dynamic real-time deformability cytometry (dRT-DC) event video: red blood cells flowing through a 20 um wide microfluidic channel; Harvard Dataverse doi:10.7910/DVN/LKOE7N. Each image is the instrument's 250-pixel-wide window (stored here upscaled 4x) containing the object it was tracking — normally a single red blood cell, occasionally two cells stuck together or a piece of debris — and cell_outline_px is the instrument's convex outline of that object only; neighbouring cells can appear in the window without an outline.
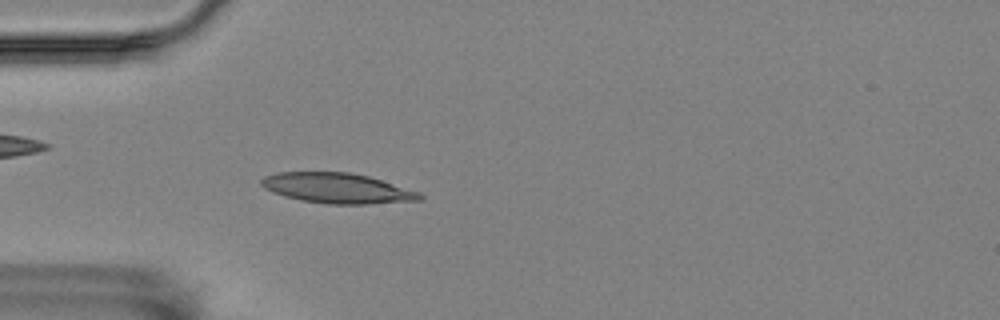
{"species": "Egyptian fruit bat (a non-hibernating species)", "species_latin": "Rousettus aegyptiacus", "temperature_condition": "room temperature", "stored_images_in_passage": 55, "camera_frame_rate_fps": 3000, "um_per_image_px": 0.085, "animal": {"sex": "female"}, "frame": {"image": 1, "passage_image": 15, "time_ms": 4.667, "image_size_px": [1000, 320], "cell_outline_px": [[424, 200], [368, 204], [328, 204], [300, 200], [284, 196], [272, 192], [264, 188], [260, 184], [260, 180], [264, 176], [280, 172], [348, 172], [368, 176], [420, 192], [424, 196]], "centroid_in_image_um": [28.67, 16.0], "position_along_channel_um": 56.3, "area_um2": 27.98}}
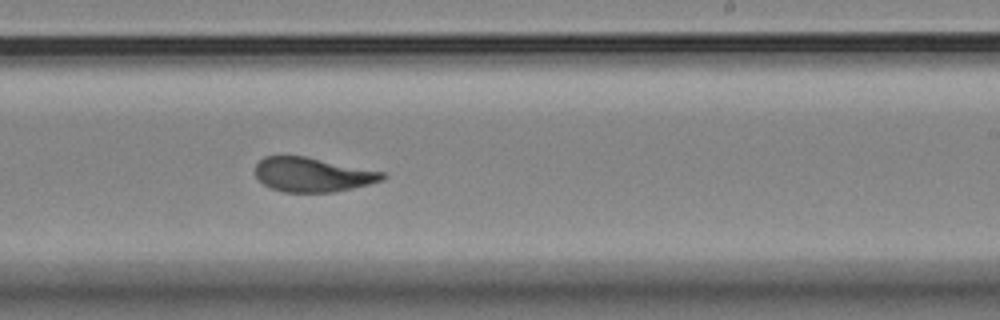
{"frame": {"image": 2, "passage_image": 33, "time_ms": 10.667, "image_size_px": [1000, 320], "cell_outline_px": [[388, 176], [384, 180], [352, 188], [332, 192], [284, 192], [272, 188], [264, 184], [256, 176], [256, 164], [264, 156], [304, 156], [384, 172]], "centroid_in_image_um": [26.58, 14.84], "position_along_channel_um": 262.4, "area_um2": 25.2}}
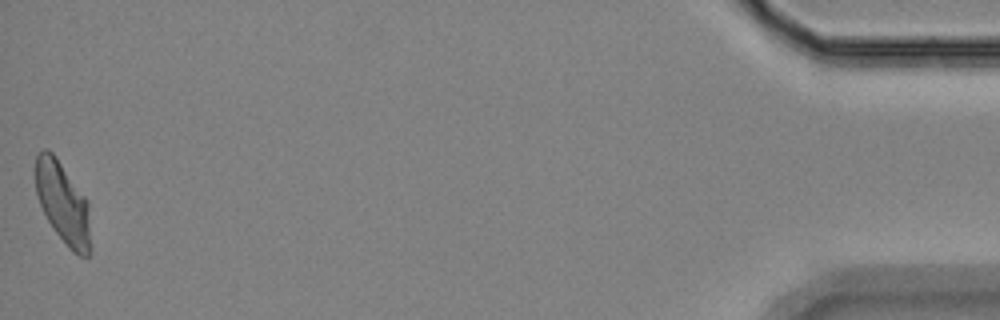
{"frame": {"image": 3, "passage_image": 55, "time_ms": 18.0, "image_size_px": [1000, 320], "cell_outline_px": [[92, 252], [88, 256], [80, 256], [72, 252], [68, 248], [56, 232], [48, 220], [40, 204], [36, 192], [36, 156], [44, 148], [48, 148], [56, 156], [88, 200]], "centroid_in_image_um": [5.39, 17.28], "position_along_channel_um": 429.8, "area_um2": 26.36}, "authors_computed_cell_mechanics": {"area_um2": 25.8944, "velocity_mm_per_s": 3.5185, "shape_relaxation_time_tau1_ms": 6.1001, "shape_relaxation_time_tau2_ms": 0.82, "deformation_change_tau1": 0.1776, "deformation_change_tau2": 0.0703}}